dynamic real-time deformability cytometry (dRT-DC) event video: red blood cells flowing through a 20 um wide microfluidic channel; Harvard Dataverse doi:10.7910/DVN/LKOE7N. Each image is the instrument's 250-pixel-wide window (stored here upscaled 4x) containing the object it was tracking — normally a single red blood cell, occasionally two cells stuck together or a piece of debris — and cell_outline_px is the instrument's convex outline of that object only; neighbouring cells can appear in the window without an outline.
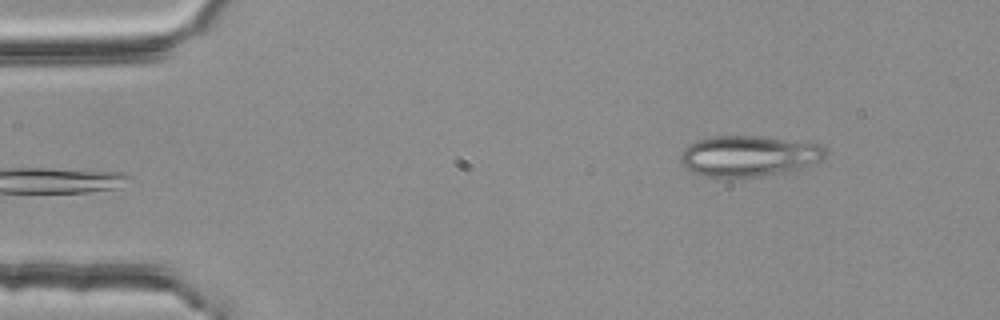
{"species": "common noctule bat (a hibernating species)", "species_latin": "Nyctalus noctula", "temperature_condition": "room temperature", "stored_images_in_passage": 3, "camera_frame_rate_fps": 3000, "um_per_image_px": 0.085, "animal": {"sex": "female", "body_mass_g": 25.1}, "frame": {"image": 1, "passage_image": 3, "time_ms": 0.667, "image_size_px": [1000, 320], "cell_outline_px": [[824, 156], [820, 160], [796, 168], [756, 176], [704, 176], [692, 172], [684, 168], [680, 160], [680, 152], [688, 144], [712, 136], [756, 136], [820, 144], [824, 148]], "centroid_in_image_um": [63.53, 13.23], "position_along_channel_um": 21.5, "area_um2": 33.47}}